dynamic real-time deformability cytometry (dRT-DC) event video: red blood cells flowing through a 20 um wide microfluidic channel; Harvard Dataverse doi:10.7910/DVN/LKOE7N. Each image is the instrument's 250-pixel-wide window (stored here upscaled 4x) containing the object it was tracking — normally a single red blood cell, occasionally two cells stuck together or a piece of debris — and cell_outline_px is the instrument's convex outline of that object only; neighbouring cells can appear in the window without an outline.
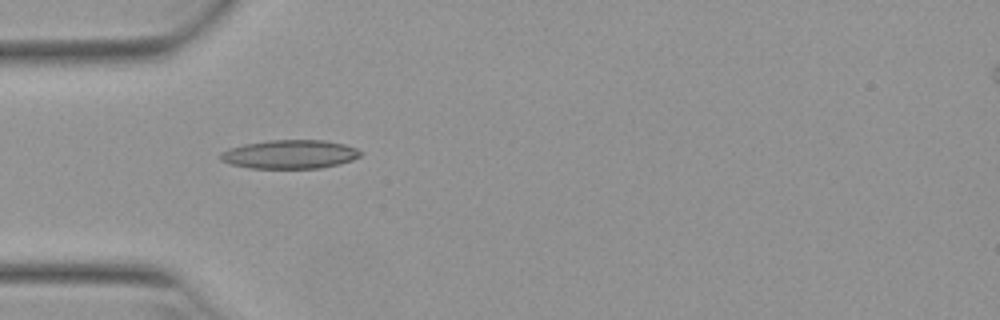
{"species": "Egyptian fruit bat (a non-hibernating species)", "species_latin": "Rousettus aegyptiacus", "temperature_condition": "warm", "stored_images_in_passage": 11, "camera_frame_rate_fps": 3000, "um_per_image_px": 0.085, "animal": {"sex": "female"}, "frame": {"image": 1, "passage_image": 1, "time_ms": 0.0, "image_size_px": [1000, 320], "cell_outline_px": [[360, 156], [352, 160], [340, 164], [320, 168], [248, 168], [232, 164], [220, 160], [220, 152], [228, 148], [244, 144], [268, 140], [324, 140], [344, 144], [356, 148], [360, 152]], "centroid_in_image_um": [24.61, 13.11], "position_along_channel_um": 60.4, "area_um2": 23.47}}
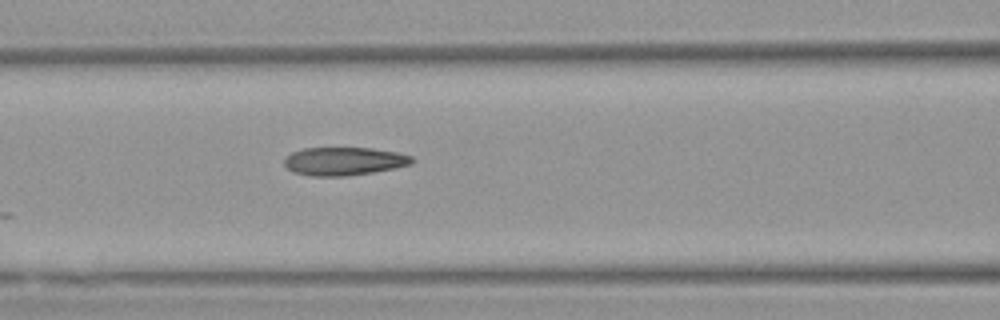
{"frame": {"image": 2, "passage_image": 7, "time_ms": 2.0, "image_size_px": [1000, 320], "cell_outline_px": [[416, 160], [412, 164], [396, 168], [372, 172], [344, 176], [312, 176], [292, 172], [284, 164], [284, 160], [292, 152], [304, 148], [372, 148], [400, 152], [412, 156]], "centroid_in_image_um": [29.29, 13.7], "position_along_channel_um": 137.3, "area_um2": 21.1}}
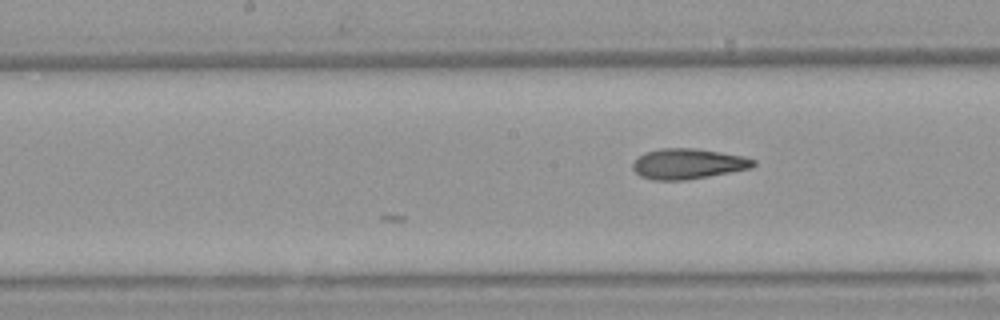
{"frame": {"image": 3, "passage_image": 11, "time_ms": 3.333, "image_size_px": [1000, 320], "cell_outline_px": [[756, 164], [752, 168], [708, 176], [684, 180], [652, 180], [640, 176], [632, 168], [632, 164], [644, 152], [660, 148], [696, 148], [744, 156], [756, 160]], "centroid_in_image_um": [58.48, 13.92], "position_along_channel_um": 189.7, "area_um2": 21.39}}